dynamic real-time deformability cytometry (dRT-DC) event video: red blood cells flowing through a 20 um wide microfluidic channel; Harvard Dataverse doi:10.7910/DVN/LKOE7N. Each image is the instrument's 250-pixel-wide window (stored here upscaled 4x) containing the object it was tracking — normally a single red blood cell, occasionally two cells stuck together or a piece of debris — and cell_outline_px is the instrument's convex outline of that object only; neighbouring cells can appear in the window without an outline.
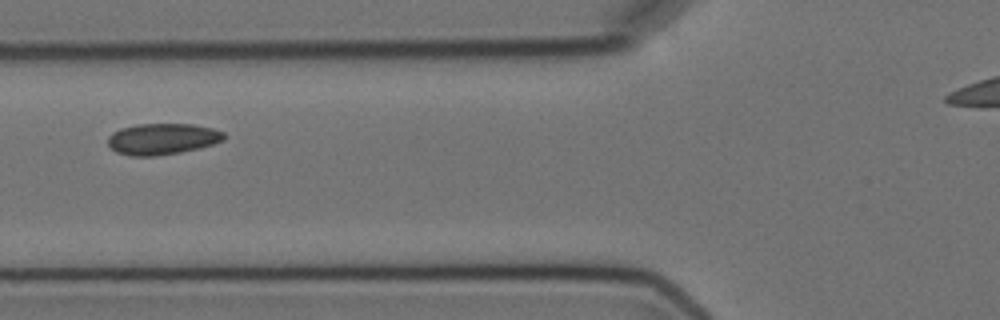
{"species": "Egyptian fruit bat (a non-hibernating species)", "species_latin": "Rousettus aegyptiacus", "temperature_condition": "cold", "stored_images_in_passage": 8, "segment_of_instrument_passage": [1, 2], "camera_frame_rate_fps": 3000, "um_per_image_px": 0.085, "animal": {"sex": "female"}, "frame": {"image": 1, "passage_image": 3, "time_ms": 2.333, "image_size_px": [1000, 320], "cell_outline_px": [[228, 136], [224, 140], [200, 148], [180, 152], [156, 156], [128, 156], [116, 152], [108, 144], [108, 136], [112, 132], [120, 128], [136, 124], [192, 124], [212, 128], [224, 132]], "centroid_in_image_um": [13.8, 11.81], "position_along_channel_um": 112.0, "area_um2": 21.33}}
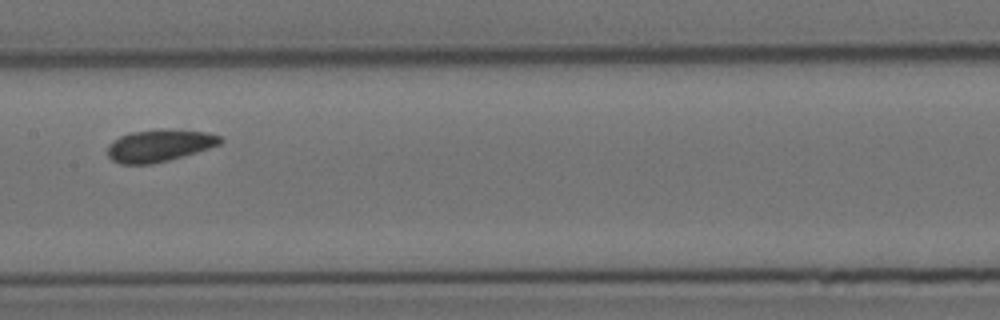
{"frame": {"image": 2, "passage_image": 5, "time_ms": 4.667, "image_size_px": [1000, 320], "cell_outline_px": [[224, 140], [220, 144], [184, 156], [152, 164], [120, 164], [112, 160], [108, 156], [108, 144], [112, 140], [128, 132], [160, 128], [168, 128], [208, 132], [220, 136]], "centroid_in_image_um": [13.53, 12.35], "position_along_channel_um": 193.9, "area_um2": 21.5}}
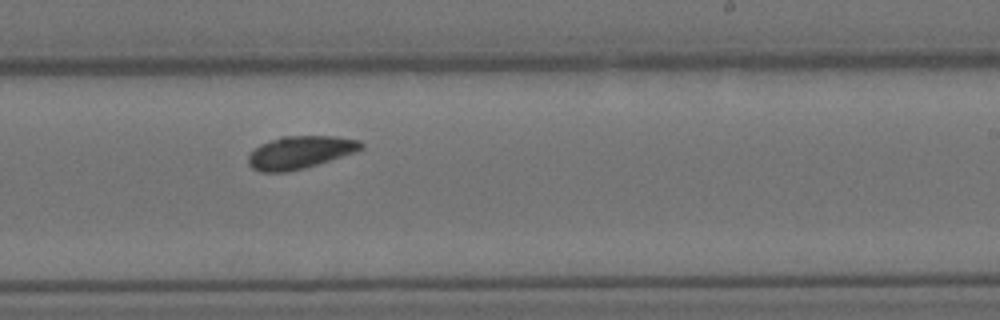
{"frame": {"image": 3, "passage_image": 7, "time_ms": 6.667, "image_size_px": [1000, 320], "cell_outline_px": [[364, 148], [356, 152], [304, 168], [288, 172], [260, 172], [252, 168], [248, 164], [248, 156], [260, 144], [280, 136], [336, 136], [360, 140], [364, 144]], "centroid_in_image_um": [25.52, 12.94], "position_along_channel_um": 263.5, "area_um2": 21.56}}